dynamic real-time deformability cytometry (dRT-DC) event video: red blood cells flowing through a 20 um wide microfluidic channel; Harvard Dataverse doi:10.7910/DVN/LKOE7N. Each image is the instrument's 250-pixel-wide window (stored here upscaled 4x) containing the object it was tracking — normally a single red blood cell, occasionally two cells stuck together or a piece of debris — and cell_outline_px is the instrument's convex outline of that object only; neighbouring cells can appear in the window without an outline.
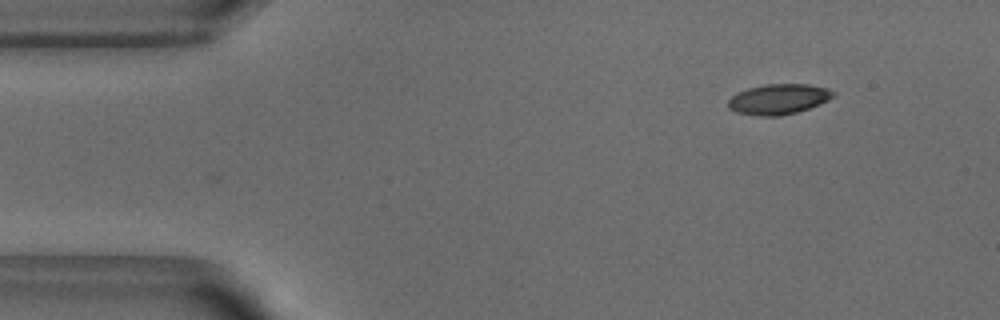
{"species": "common noctule bat (a hibernating species)", "species_latin": "Nyctalus noctula", "temperature_condition": "warm", "stored_images_in_passage": 39, "camera_frame_rate_fps": 3000, "um_per_image_px": 0.085, "animal": {"sex": "male", "body_mass_g": 18.8}, "frame": {"image": 1, "passage_image": 1, "time_ms": 0.0, "image_size_px": [1000, 320], "cell_outline_px": [[836, 96], [820, 104], [796, 112], [780, 116], [760, 116], [736, 112], [728, 108], [728, 100], [736, 92], [748, 88], [764, 84], [808, 84], [828, 88], [836, 92]], "centroid_in_image_um": [66.19, 8.42], "position_along_channel_um": 18.8, "area_um2": 18.73}}
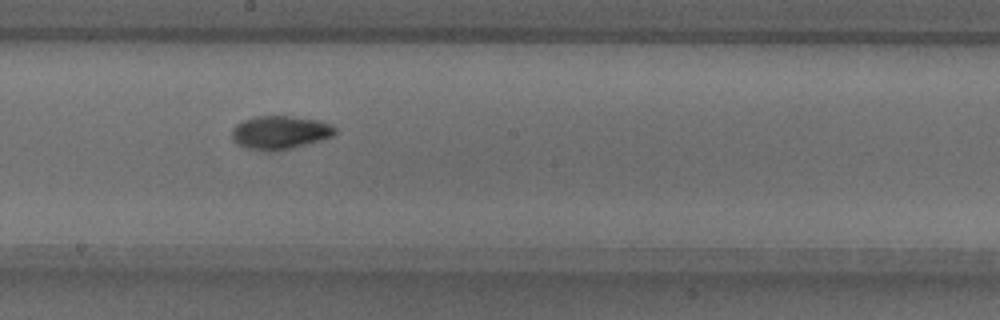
{"frame": {"image": 2, "passage_image": 23, "time_ms": 7.333, "image_size_px": [1000, 320], "cell_outline_px": [[336, 132], [332, 136], [320, 140], [292, 148], [272, 152], [264, 152], [248, 148], [240, 144], [232, 136], [232, 128], [236, 124], [244, 120], [256, 116], [288, 116], [320, 120], [332, 124], [336, 128]], "centroid_in_image_um": [23.82, 11.26], "position_along_channel_um": 224.4, "area_um2": 20.06}}
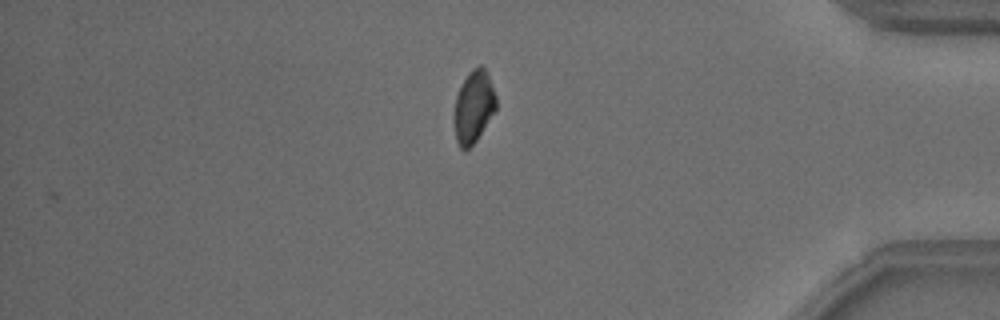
{"frame": {"image": 3, "passage_image": 39, "time_ms": 12.667, "image_size_px": [1000, 320], "cell_outline_px": [[496, 108], [476, 140], [468, 148], [460, 148], [456, 140], [452, 120], [452, 116], [456, 96], [468, 72], [472, 68], [480, 64], [484, 68], [488, 76], [496, 96]], "centroid_in_image_um": [40.21, 9.06], "position_along_channel_um": 395.0, "area_um2": 17.57}, "authors_computed_cell_mechanics": {"area_um2": 19.0162, "velocity_mm_per_s": 3.8387, "shape_relaxation_time_tau1_ms": 3.2962, "shape_relaxation_time_tau2_ms": 3.2639, "deformation_change_tau1": 0.1413, "deformation_change_tau2": 0.0614}}